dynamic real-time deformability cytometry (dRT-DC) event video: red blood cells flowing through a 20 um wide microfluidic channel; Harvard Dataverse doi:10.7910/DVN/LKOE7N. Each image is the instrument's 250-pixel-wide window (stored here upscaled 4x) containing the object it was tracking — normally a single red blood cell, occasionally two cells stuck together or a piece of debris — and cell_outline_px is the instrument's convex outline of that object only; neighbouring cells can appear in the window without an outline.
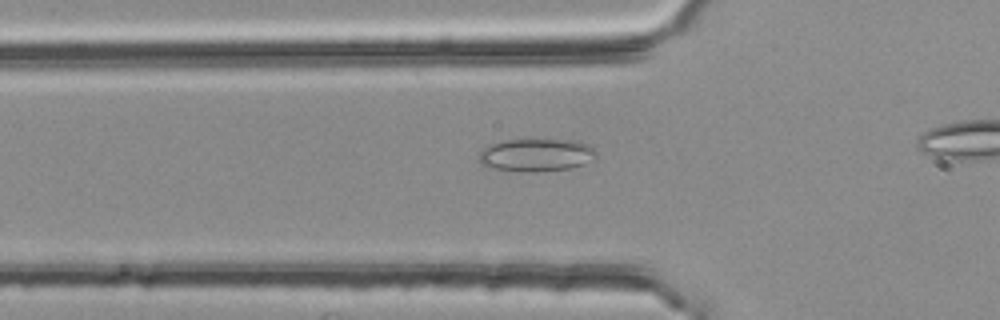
{"species": "common noctule bat (a hibernating species)", "species_latin": "Nyctalus noctula", "temperature_condition": "room temperature", "stored_images_in_passage": 34, "camera_frame_rate_fps": 3000, "um_per_image_px": 0.085, "animal": {"sex": "female", "body_mass_g": 25.1}, "frame": {"image": 1, "passage_image": 8, "time_ms": 2.333, "image_size_px": [1000, 320], "cell_outline_px": [[596, 160], [572, 168], [536, 172], [520, 172], [488, 168], [480, 164], [476, 156], [488, 144], [504, 140], [580, 140], [588, 144], [596, 152]], "centroid_in_image_um": [45.56, 13.19], "position_along_channel_um": 80.2, "area_um2": 23.0}}
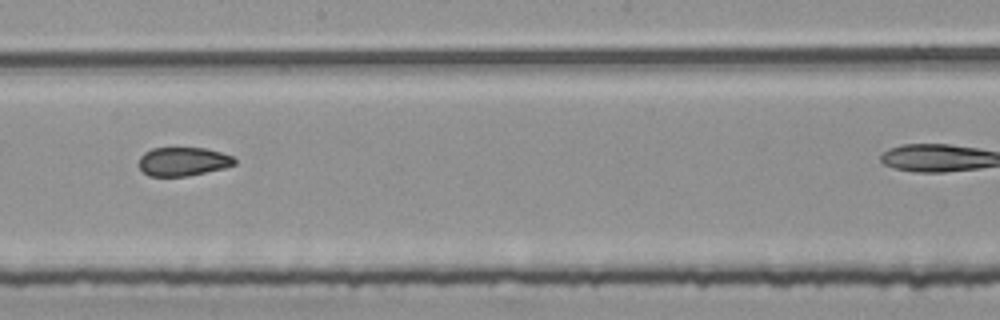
{"frame": {"image": 2, "passage_image": 20, "time_ms": 6.333, "image_size_px": [1000, 320], "cell_outline_px": [[236, 164], [224, 168], [188, 176], [148, 176], [140, 168], [140, 156], [144, 152], [152, 148], [204, 148], [220, 152], [232, 156], [236, 160]], "centroid_in_image_um": [15.56, 13.73], "position_along_channel_um": 232.6, "area_um2": 15.95}}
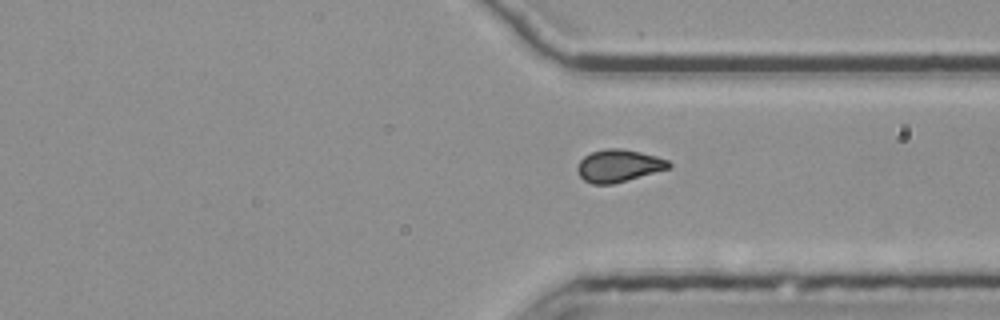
{"frame": {"image": 3, "passage_image": 30, "time_ms": 9.667, "image_size_px": [1000, 320], "cell_outline_px": [[672, 168], [612, 184], [592, 184], [584, 180], [580, 176], [576, 168], [580, 160], [584, 156], [592, 152], [604, 148], [620, 148], [640, 152], [656, 156], [668, 160], [672, 164]], "centroid_in_image_um": [52.6, 14.08], "position_along_channel_um": 358.8, "area_um2": 17.34}}